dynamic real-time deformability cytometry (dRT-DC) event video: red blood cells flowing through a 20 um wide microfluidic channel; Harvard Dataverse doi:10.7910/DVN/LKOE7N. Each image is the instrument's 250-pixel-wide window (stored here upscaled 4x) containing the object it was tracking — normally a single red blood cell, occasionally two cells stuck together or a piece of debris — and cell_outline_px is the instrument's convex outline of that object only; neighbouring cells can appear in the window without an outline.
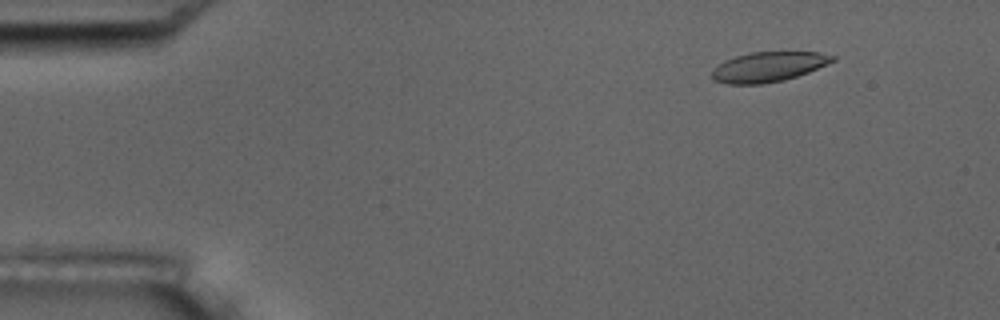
{"species": "common noctule bat (a hibernating species)", "species_latin": "Nyctalus noctula", "temperature_condition": "room temperature", "stored_images_in_passage": 5, "camera_frame_rate_fps": 3000, "um_per_image_px": 0.085, "animal": {"sex": "male", "body_mass_g": 17.5, "forearm_length_mm": 52.3}, "frame": {"image": 1, "passage_image": 2, "time_ms": 1.333, "image_size_px": [1000, 320], "cell_outline_px": [[836, 60], [808, 72], [784, 80], [764, 84], [728, 84], [712, 80], [712, 68], [736, 56], [748, 52], [820, 52], [836, 56]], "centroid_in_image_um": [65.31, 5.68], "position_along_channel_um": 19.7, "area_um2": 20.98}}
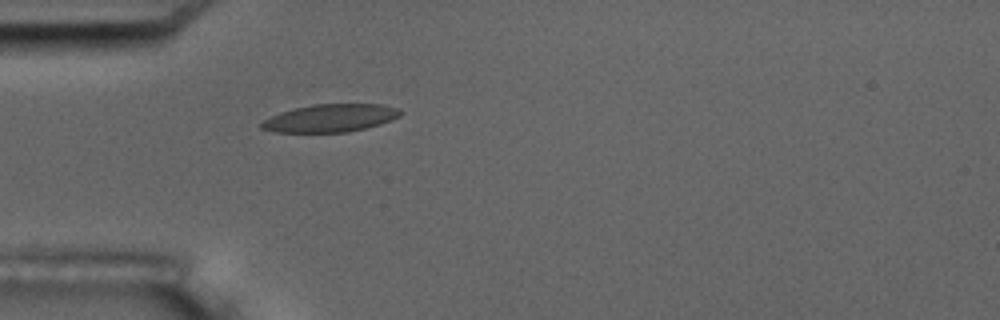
{"frame": {"image": 2, "passage_image": 5, "time_ms": 4.667, "image_size_px": [1000, 320], "cell_outline_px": [[404, 112], [400, 116], [392, 120], [380, 124], [348, 132], [276, 132], [260, 128], [260, 124], [264, 120], [280, 112], [312, 104], [380, 104], [400, 108]], "centroid_in_image_um": [28.12, 10.03], "position_along_channel_um": 56.9, "area_um2": 22.48}}